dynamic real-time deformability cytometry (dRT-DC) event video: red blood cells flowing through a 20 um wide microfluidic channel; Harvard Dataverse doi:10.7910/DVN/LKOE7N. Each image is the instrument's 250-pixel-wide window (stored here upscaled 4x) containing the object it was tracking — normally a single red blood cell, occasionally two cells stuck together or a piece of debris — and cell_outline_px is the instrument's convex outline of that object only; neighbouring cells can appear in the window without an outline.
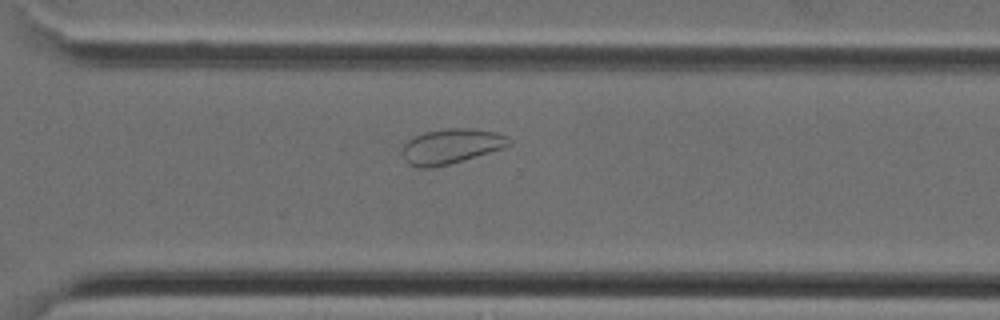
{"species": "Egyptian fruit bat (a non-hibernating species)", "species_latin": "Rousettus aegyptiacus", "temperature_condition": "cold", "stored_images_in_passage": 39, "camera_frame_rate_fps": 3000, "um_per_image_px": 0.085, "animal": {"sex": "female"}, "frame": {"image": 1, "passage_image": 28, "time_ms": 9.0, "image_size_px": [1000, 320], "cell_outline_px": [[512, 144], [504, 148], [448, 164], [432, 168], [416, 168], [408, 164], [404, 160], [404, 144], [408, 140], [424, 132], [448, 128], [472, 128], [496, 132], [508, 136], [512, 140]], "centroid_in_image_um": [38.38, 12.43], "position_along_channel_um": 332.2, "area_um2": 21.73}}